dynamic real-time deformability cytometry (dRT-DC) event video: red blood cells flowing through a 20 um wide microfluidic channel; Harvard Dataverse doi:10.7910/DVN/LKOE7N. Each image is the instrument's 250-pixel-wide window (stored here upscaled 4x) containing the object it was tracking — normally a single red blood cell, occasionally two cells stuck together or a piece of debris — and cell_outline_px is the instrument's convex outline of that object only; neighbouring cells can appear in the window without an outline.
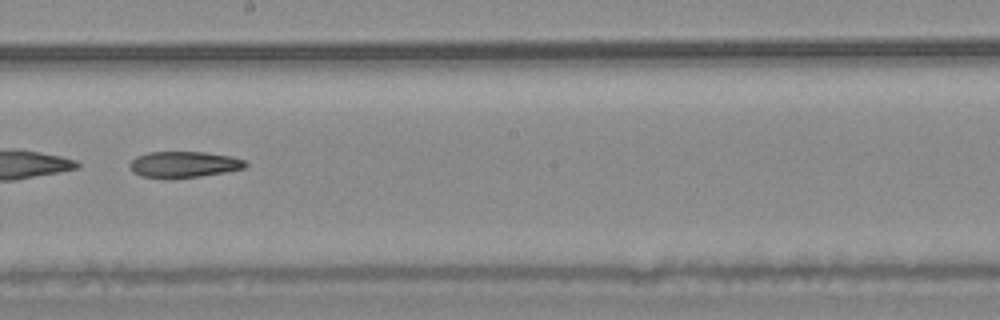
{"species": "common noctule bat (a hibernating species)", "species_latin": "Nyctalus noctula", "temperature_condition": "warm", "stored_images_in_passage": 54, "camera_frame_rate_fps": 3000, "um_per_image_px": 0.085, "animal": {"sex": "male", "body_mass_g": 20.4}, "frame": {"image": 1, "passage_image": 31, "time_ms": 10.0, "image_size_px": [1000, 320], "cell_outline_px": [[248, 164], [244, 168], [224, 172], [200, 176], [140, 176], [132, 172], [128, 168], [128, 164], [136, 156], [148, 152], [204, 152], [232, 156], [248, 160]], "centroid_in_image_um": [15.65, 13.94], "position_along_channel_um": 232.6, "area_um2": 17.28}}